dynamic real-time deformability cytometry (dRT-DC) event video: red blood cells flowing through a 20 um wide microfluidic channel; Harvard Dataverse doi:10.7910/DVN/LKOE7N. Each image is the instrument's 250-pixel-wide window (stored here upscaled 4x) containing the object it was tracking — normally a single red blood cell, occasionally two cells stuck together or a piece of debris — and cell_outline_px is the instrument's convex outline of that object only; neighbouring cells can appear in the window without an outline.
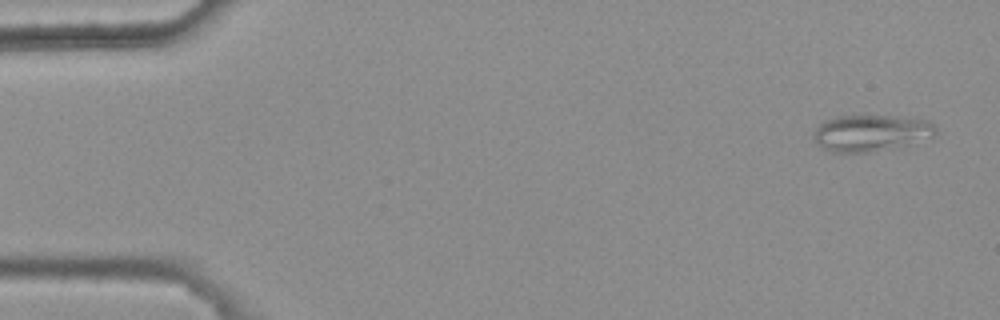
{"species": "common noctule bat (a hibernating species)", "species_latin": "Nyctalus noctula", "temperature_condition": "warm", "stored_images_in_passage": 4, "camera_frame_rate_fps": 3000, "um_per_image_px": 0.085, "animal": {"sex": "female", "body_mass_g": 25.1}, "frame": {"image": 1, "passage_image": 1, "time_ms": 0.0, "image_size_px": [1000, 320], "cell_outline_px": [[936, 132], [932, 136], [872, 152], [828, 152], [820, 148], [816, 144], [812, 136], [812, 132], [820, 124], [836, 116], [896, 116], [928, 120], [936, 128]], "centroid_in_image_um": [73.92, 11.3], "position_along_channel_um": 11.1, "area_um2": 25.55}}